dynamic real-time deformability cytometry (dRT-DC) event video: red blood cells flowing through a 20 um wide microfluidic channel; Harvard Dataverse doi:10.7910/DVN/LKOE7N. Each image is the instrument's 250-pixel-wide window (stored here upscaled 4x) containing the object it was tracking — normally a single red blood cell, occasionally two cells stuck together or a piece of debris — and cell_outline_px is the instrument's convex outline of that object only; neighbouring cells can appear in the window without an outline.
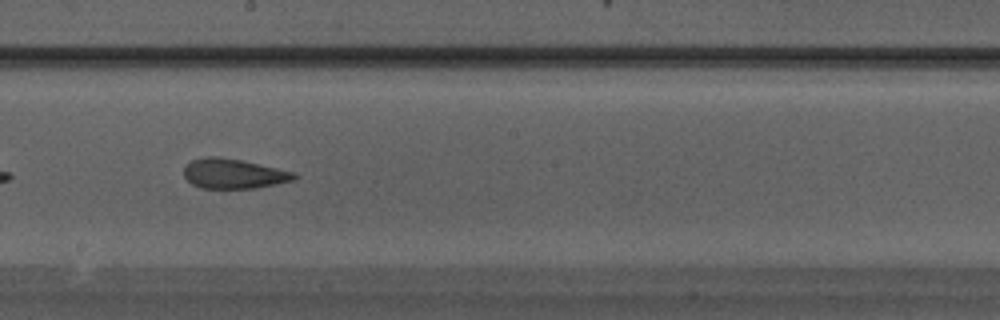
{"species": "Egyptian fruit bat (a non-hibernating species)", "species_latin": "Rousettus aegyptiacus", "temperature_condition": "warm", "stored_images_in_passage": 17, "camera_frame_rate_fps": 3000, "um_per_image_px": 0.085, "animal": {"sex": "male"}, "frame": {"image": 1, "passage_image": 10, "time_ms": 3.0, "image_size_px": [1000, 320], "cell_outline_px": [[300, 176], [296, 180], [256, 188], [200, 188], [192, 184], [184, 176], [184, 168], [192, 160], [208, 156], [216, 156], [240, 160], [296, 172]], "centroid_in_image_um": [19.9, 14.77], "position_along_channel_um": 228.3, "area_um2": 19.19}}